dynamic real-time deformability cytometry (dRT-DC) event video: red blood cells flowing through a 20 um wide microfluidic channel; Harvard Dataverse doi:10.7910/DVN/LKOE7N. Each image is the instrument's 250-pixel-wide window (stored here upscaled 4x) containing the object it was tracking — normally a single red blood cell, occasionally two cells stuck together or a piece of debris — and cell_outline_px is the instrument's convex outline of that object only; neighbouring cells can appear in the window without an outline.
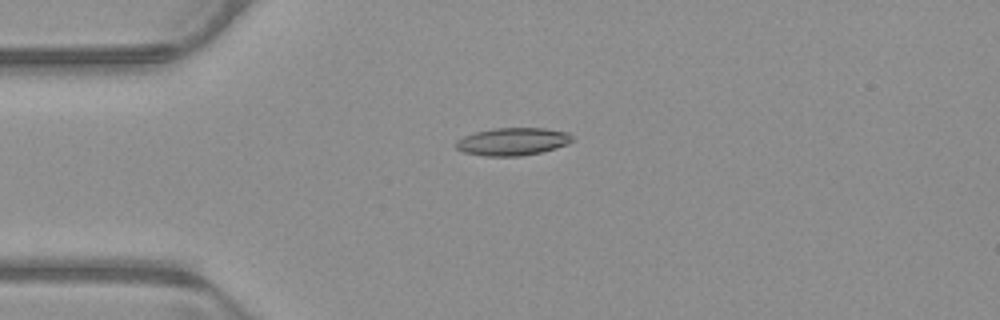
{"species": "common noctule bat (a hibernating species)", "species_latin": "Nyctalus noctula", "temperature_condition": "warm", "stored_images_in_passage": 41, "camera_frame_rate_fps": 3000, "um_per_image_px": 0.085, "animal": {"sex": "male", "body_mass_g": 23.1, "forearm_length_mm": 52.7}, "frame": {"image": 1, "passage_image": 1, "time_ms": 0.0, "image_size_px": [1000, 320], "cell_outline_px": [[576, 140], [568, 144], [556, 148], [540, 152], [520, 156], [484, 156], [464, 152], [456, 148], [456, 140], [464, 136], [476, 132], [496, 128], [544, 128], [568, 132]], "centroid_in_image_um": [43.61, 12.03], "position_along_channel_um": 41.4, "area_um2": 18.79}}
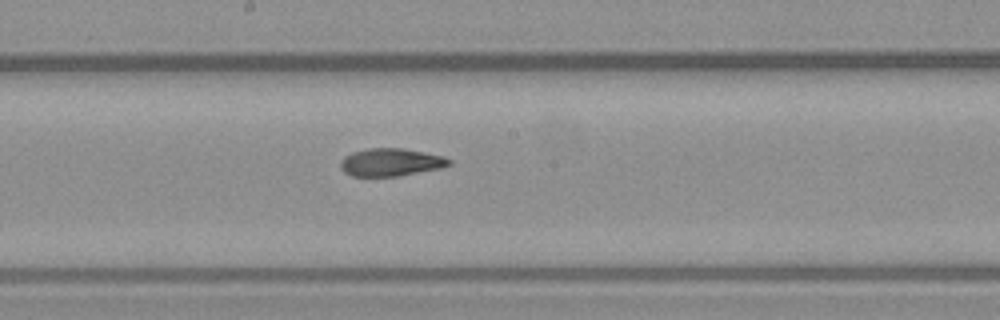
{"frame": {"image": 2, "passage_image": 16, "time_ms": 5.0, "image_size_px": [1000, 320], "cell_outline_px": [[452, 164], [440, 168], [396, 176], [352, 176], [344, 172], [340, 168], [340, 160], [344, 156], [352, 152], [368, 148], [404, 148], [444, 156], [452, 160]], "centroid_in_image_um": [33.2, 13.78], "position_along_channel_um": 215.0, "area_um2": 17.63}}
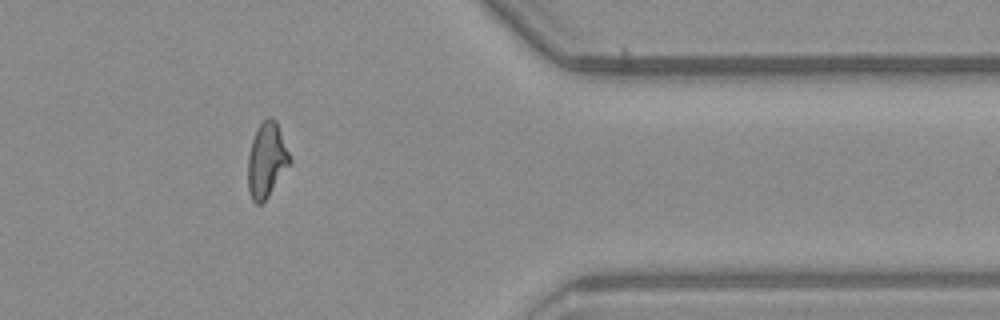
{"frame": {"image": 3, "passage_image": 31, "time_ms": 10.0, "image_size_px": [1000, 320], "cell_outline_px": [[292, 160], [268, 196], [260, 204], [256, 204], [252, 200], [248, 192], [248, 156], [252, 140], [256, 128], [268, 116], [272, 116], [276, 120]], "centroid_in_image_um": [22.65, 13.58], "position_along_channel_um": 388.7, "area_um2": 18.15}, "authors_computed_cell_mechanics": {"area_um2": 18.0914, "velocity_mm_per_s": 3.9225, "shape_relaxation_time_tau1_ms": null, "shape_relaxation_time_tau2_ms": 4.3862, "deformation_change_tau1": null, "deformation_change_tau2": 0.134}}